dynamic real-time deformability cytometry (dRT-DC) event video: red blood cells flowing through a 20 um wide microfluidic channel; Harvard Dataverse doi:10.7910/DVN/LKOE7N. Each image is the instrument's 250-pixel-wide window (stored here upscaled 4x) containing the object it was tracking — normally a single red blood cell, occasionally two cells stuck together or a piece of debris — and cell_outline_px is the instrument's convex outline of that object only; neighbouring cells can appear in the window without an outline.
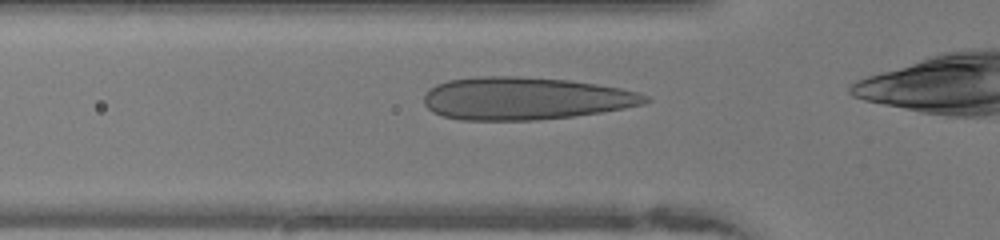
{"species": "human", "species_latin": "Homo sapiens", "temperature_condition": "warm", "stored_images_in_passage": 27, "camera_frame_rate_fps": 3000, "um_per_image_px": 0.085, "donor": {"sex": "female"}, "frame": {"image": 1, "passage_image": 3, "time_ms": 0.667, "image_size_px": [1000, 240], "cell_outline_px": [[652, 100], [644, 104], [624, 108], [600, 112], [572, 116], [536, 120], [460, 120], [444, 116], [432, 112], [424, 104], [424, 92], [428, 88], [436, 84], [448, 80], [480, 76], [520, 76], [568, 80], [596, 84], [620, 88], [636, 92], [648, 96]], "centroid_in_image_um": [44.59, 8.36], "position_along_channel_um": 81.2, "area_um2": 55.08}}
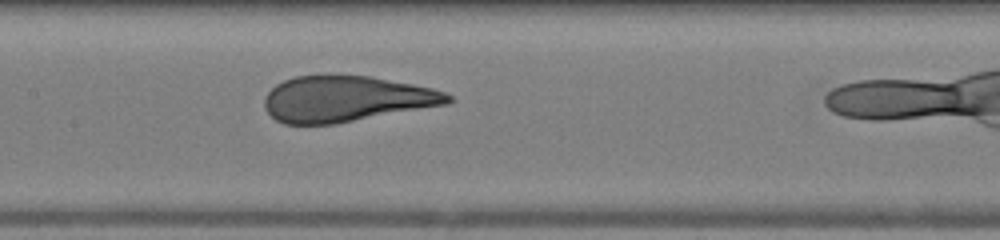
{"frame": {"image": 2, "passage_image": 10, "time_ms": 3.0, "image_size_px": [1000, 240], "cell_outline_px": [[452, 100], [448, 104], [336, 124], [284, 124], [276, 120], [264, 108], [264, 96], [276, 84], [284, 80], [296, 76], [372, 76], [432, 88], [444, 92], [452, 96]], "centroid_in_image_um": [29.42, 8.42], "position_along_channel_um": 178.0, "area_um2": 48.9}}
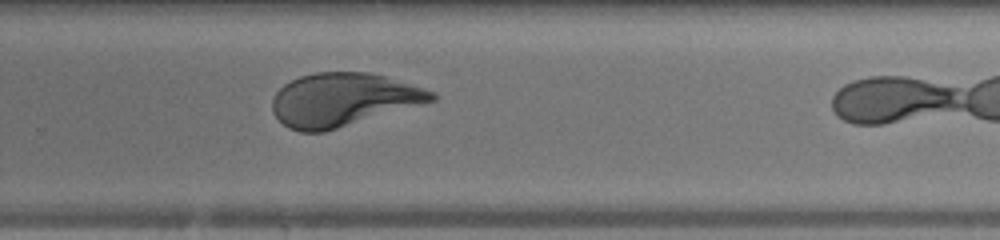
{"frame": {"image": 3, "passage_image": 19, "time_ms": 6.0, "image_size_px": [1000, 240], "cell_outline_px": [[436, 100], [324, 132], [300, 132], [288, 128], [272, 112], [272, 96], [284, 84], [300, 76], [316, 72], [368, 72], [384, 76], [424, 88], [436, 92]], "centroid_in_image_um": [29.13, 8.47], "position_along_channel_um": 300.7, "area_um2": 49.19}}